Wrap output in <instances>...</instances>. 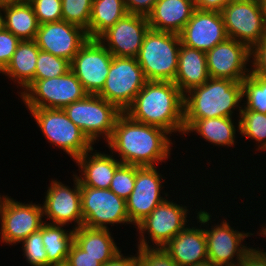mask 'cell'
I'll return each instance as SVG.
<instances>
[{
  "mask_svg": "<svg viewBox=\"0 0 266 266\" xmlns=\"http://www.w3.org/2000/svg\"><path fill=\"white\" fill-rule=\"evenodd\" d=\"M180 46L179 34L148 30L136 57L147 81H174Z\"/></svg>",
  "mask_w": 266,
  "mask_h": 266,
  "instance_id": "obj_4",
  "label": "cell"
},
{
  "mask_svg": "<svg viewBox=\"0 0 266 266\" xmlns=\"http://www.w3.org/2000/svg\"><path fill=\"white\" fill-rule=\"evenodd\" d=\"M146 82L136 58L113 56L104 87L97 95L125 112Z\"/></svg>",
  "mask_w": 266,
  "mask_h": 266,
  "instance_id": "obj_10",
  "label": "cell"
},
{
  "mask_svg": "<svg viewBox=\"0 0 266 266\" xmlns=\"http://www.w3.org/2000/svg\"><path fill=\"white\" fill-rule=\"evenodd\" d=\"M52 266H68V265L65 263V264H58V265H52Z\"/></svg>",
  "mask_w": 266,
  "mask_h": 266,
  "instance_id": "obj_51",
  "label": "cell"
},
{
  "mask_svg": "<svg viewBox=\"0 0 266 266\" xmlns=\"http://www.w3.org/2000/svg\"><path fill=\"white\" fill-rule=\"evenodd\" d=\"M127 13L124 0H93L89 38L98 39Z\"/></svg>",
  "mask_w": 266,
  "mask_h": 266,
  "instance_id": "obj_30",
  "label": "cell"
},
{
  "mask_svg": "<svg viewBox=\"0 0 266 266\" xmlns=\"http://www.w3.org/2000/svg\"><path fill=\"white\" fill-rule=\"evenodd\" d=\"M45 139L75 161L92 149L93 143L60 108H27Z\"/></svg>",
  "mask_w": 266,
  "mask_h": 266,
  "instance_id": "obj_5",
  "label": "cell"
},
{
  "mask_svg": "<svg viewBox=\"0 0 266 266\" xmlns=\"http://www.w3.org/2000/svg\"><path fill=\"white\" fill-rule=\"evenodd\" d=\"M240 132L243 137L256 141V151H266V114L241 109L240 112Z\"/></svg>",
  "mask_w": 266,
  "mask_h": 266,
  "instance_id": "obj_32",
  "label": "cell"
},
{
  "mask_svg": "<svg viewBox=\"0 0 266 266\" xmlns=\"http://www.w3.org/2000/svg\"><path fill=\"white\" fill-rule=\"evenodd\" d=\"M242 99V109L266 114V77L251 71L242 81Z\"/></svg>",
  "mask_w": 266,
  "mask_h": 266,
  "instance_id": "obj_31",
  "label": "cell"
},
{
  "mask_svg": "<svg viewBox=\"0 0 266 266\" xmlns=\"http://www.w3.org/2000/svg\"><path fill=\"white\" fill-rule=\"evenodd\" d=\"M25 0H0V6L12 5L14 3H19Z\"/></svg>",
  "mask_w": 266,
  "mask_h": 266,
  "instance_id": "obj_46",
  "label": "cell"
},
{
  "mask_svg": "<svg viewBox=\"0 0 266 266\" xmlns=\"http://www.w3.org/2000/svg\"><path fill=\"white\" fill-rule=\"evenodd\" d=\"M206 62L210 78L242 82L251 72V49L227 38L206 52Z\"/></svg>",
  "mask_w": 266,
  "mask_h": 266,
  "instance_id": "obj_17",
  "label": "cell"
},
{
  "mask_svg": "<svg viewBox=\"0 0 266 266\" xmlns=\"http://www.w3.org/2000/svg\"><path fill=\"white\" fill-rule=\"evenodd\" d=\"M184 94L174 82L147 81L125 110L135 121L184 134Z\"/></svg>",
  "mask_w": 266,
  "mask_h": 266,
  "instance_id": "obj_2",
  "label": "cell"
},
{
  "mask_svg": "<svg viewBox=\"0 0 266 266\" xmlns=\"http://www.w3.org/2000/svg\"><path fill=\"white\" fill-rule=\"evenodd\" d=\"M4 29L22 40H34L39 29L32 4L28 1L2 6Z\"/></svg>",
  "mask_w": 266,
  "mask_h": 266,
  "instance_id": "obj_28",
  "label": "cell"
},
{
  "mask_svg": "<svg viewBox=\"0 0 266 266\" xmlns=\"http://www.w3.org/2000/svg\"><path fill=\"white\" fill-rule=\"evenodd\" d=\"M17 93L25 108L60 109L88 95L71 69L59 77L34 80L23 92Z\"/></svg>",
  "mask_w": 266,
  "mask_h": 266,
  "instance_id": "obj_9",
  "label": "cell"
},
{
  "mask_svg": "<svg viewBox=\"0 0 266 266\" xmlns=\"http://www.w3.org/2000/svg\"><path fill=\"white\" fill-rule=\"evenodd\" d=\"M242 82L209 78L184 94V131L198 119L233 117L242 109Z\"/></svg>",
  "mask_w": 266,
  "mask_h": 266,
  "instance_id": "obj_3",
  "label": "cell"
},
{
  "mask_svg": "<svg viewBox=\"0 0 266 266\" xmlns=\"http://www.w3.org/2000/svg\"><path fill=\"white\" fill-rule=\"evenodd\" d=\"M66 225L44 222L40 228L48 266L65 264L71 245L74 242V230H67Z\"/></svg>",
  "mask_w": 266,
  "mask_h": 266,
  "instance_id": "obj_29",
  "label": "cell"
},
{
  "mask_svg": "<svg viewBox=\"0 0 266 266\" xmlns=\"http://www.w3.org/2000/svg\"><path fill=\"white\" fill-rule=\"evenodd\" d=\"M198 223L199 228L188 224L163 247L178 266H193L208 259L204 226Z\"/></svg>",
  "mask_w": 266,
  "mask_h": 266,
  "instance_id": "obj_21",
  "label": "cell"
},
{
  "mask_svg": "<svg viewBox=\"0 0 266 266\" xmlns=\"http://www.w3.org/2000/svg\"><path fill=\"white\" fill-rule=\"evenodd\" d=\"M39 24L62 20V0H28Z\"/></svg>",
  "mask_w": 266,
  "mask_h": 266,
  "instance_id": "obj_37",
  "label": "cell"
},
{
  "mask_svg": "<svg viewBox=\"0 0 266 266\" xmlns=\"http://www.w3.org/2000/svg\"><path fill=\"white\" fill-rule=\"evenodd\" d=\"M4 28V23H3V9L2 6H0V30Z\"/></svg>",
  "mask_w": 266,
  "mask_h": 266,
  "instance_id": "obj_49",
  "label": "cell"
},
{
  "mask_svg": "<svg viewBox=\"0 0 266 266\" xmlns=\"http://www.w3.org/2000/svg\"><path fill=\"white\" fill-rule=\"evenodd\" d=\"M209 78L206 52L181 44L177 73L173 81L180 91L185 94L193 87L204 84Z\"/></svg>",
  "mask_w": 266,
  "mask_h": 266,
  "instance_id": "obj_24",
  "label": "cell"
},
{
  "mask_svg": "<svg viewBox=\"0 0 266 266\" xmlns=\"http://www.w3.org/2000/svg\"><path fill=\"white\" fill-rule=\"evenodd\" d=\"M73 182L74 188H71L57 179L51 180L45 192L44 203L41 204L43 217L46 218L44 222L67 226L74 222L73 230L83 225L80 181L75 173Z\"/></svg>",
  "mask_w": 266,
  "mask_h": 266,
  "instance_id": "obj_14",
  "label": "cell"
},
{
  "mask_svg": "<svg viewBox=\"0 0 266 266\" xmlns=\"http://www.w3.org/2000/svg\"><path fill=\"white\" fill-rule=\"evenodd\" d=\"M70 70V62L64 58L40 50L37 58L34 80L59 77Z\"/></svg>",
  "mask_w": 266,
  "mask_h": 266,
  "instance_id": "obj_34",
  "label": "cell"
},
{
  "mask_svg": "<svg viewBox=\"0 0 266 266\" xmlns=\"http://www.w3.org/2000/svg\"><path fill=\"white\" fill-rule=\"evenodd\" d=\"M88 39L86 30L82 27L61 20L40 24L34 41L40 50L71 63Z\"/></svg>",
  "mask_w": 266,
  "mask_h": 266,
  "instance_id": "obj_19",
  "label": "cell"
},
{
  "mask_svg": "<svg viewBox=\"0 0 266 266\" xmlns=\"http://www.w3.org/2000/svg\"><path fill=\"white\" fill-rule=\"evenodd\" d=\"M149 29L146 16L128 13L105 31L98 40L113 56L136 58Z\"/></svg>",
  "mask_w": 266,
  "mask_h": 266,
  "instance_id": "obj_18",
  "label": "cell"
},
{
  "mask_svg": "<svg viewBox=\"0 0 266 266\" xmlns=\"http://www.w3.org/2000/svg\"><path fill=\"white\" fill-rule=\"evenodd\" d=\"M262 11L264 14L265 22H266V0H260Z\"/></svg>",
  "mask_w": 266,
  "mask_h": 266,
  "instance_id": "obj_48",
  "label": "cell"
},
{
  "mask_svg": "<svg viewBox=\"0 0 266 266\" xmlns=\"http://www.w3.org/2000/svg\"><path fill=\"white\" fill-rule=\"evenodd\" d=\"M80 190L83 226L110 229L108 224H132L128 218L126 200L110 189H97L80 183Z\"/></svg>",
  "mask_w": 266,
  "mask_h": 266,
  "instance_id": "obj_12",
  "label": "cell"
},
{
  "mask_svg": "<svg viewBox=\"0 0 266 266\" xmlns=\"http://www.w3.org/2000/svg\"><path fill=\"white\" fill-rule=\"evenodd\" d=\"M195 9L194 0H158L147 16L150 29L179 34Z\"/></svg>",
  "mask_w": 266,
  "mask_h": 266,
  "instance_id": "obj_23",
  "label": "cell"
},
{
  "mask_svg": "<svg viewBox=\"0 0 266 266\" xmlns=\"http://www.w3.org/2000/svg\"><path fill=\"white\" fill-rule=\"evenodd\" d=\"M193 266H218V265L214 264L213 262H211L210 260L207 259V260L200 262V263L193 265Z\"/></svg>",
  "mask_w": 266,
  "mask_h": 266,
  "instance_id": "obj_47",
  "label": "cell"
},
{
  "mask_svg": "<svg viewBox=\"0 0 266 266\" xmlns=\"http://www.w3.org/2000/svg\"><path fill=\"white\" fill-rule=\"evenodd\" d=\"M119 250L109 261L102 266H139L138 252L135 255H123Z\"/></svg>",
  "mask_w": 266,
  "mask_h": 266,
  "instance_id": "obj_44",
  "label": "cell"
},
{
  "mask_svg": "<svg viewBox=\"0 0 266 266\" xmlns=\"http://www.w3.org/2000/svg\"><path fill=\"white\" fill-rule=\"evenodd\" d=\"M158 0H124L125 8L129 14L148 16Z\"/></svg>",
  "mask_w": 266,
  "mask_h": 266,
  "instance_id": "obj_42",
  "label": "cell"
},
{
  "mask_svg": "<svg viewBox=\"0 0 266 266\" xmlns=\"http://www.w3.org/2000/svg\"><path fill=\"white\" fill-rule=\"evenodd\" d=\"M21 40L6 29L0 30V73L11 61Z\"/></svg>",
  "mask_w": 266,
  "mask_h": 266,
  "instance_id": "obj_39",
  "label": "cell"
},
{
  "mask_svg": "<svg viewBox=\"0 0 266 266\" xmlns=\"http://www.w3.org/2000/svg\"><path fill=\"white\" fill-rule=\"evenodd\" d=\"M157 166H136V180L132 193L126 200L128 218L136 226L153 209L168 197V192L163 193L165 178L157 170ZM163 183V184H162ZM165 196V197H163Z\"/></svg>",
  "mask_w": 266,
  "mask_h": 266,
  "instance_id": "obj_16",
  "label": "cell"
},
{
  "mask_svg": "<svg viewBox=\"0 0 266 266\" xmlns=\"http://www.w3.org/2000/svg\"><path fill=\"white\" fill-rule=\"evenodd\" d=\"M20 244H22V255L31 266H48V258L40 231L30 234Z\"/></svg>",
  "mask_w": 266,
  "mask_h": 266,
  "instance_id": "obj_36",
  "label": "cell"
},
{
  "mask_svg": "<svg viewBox=\"0 0 266 266\" xmlns=\"http://www.w3.org/2000/svg\"><path fill=\"white\" fill-rule=\"evenodd\" d=\"M113 55L98 39H88L70 63V69L88 94L104 87Z\"/></svg>",
  "mask_w": 266,
  "mask_h": 266,
  "instance_id": "obj_15",
  "label": "cell"
},
{
  "mask_svg": "<svg viewBox=\"0 0 266 266\" xmlns=\"http://www.w3.org/2000/svg\"><path fill=\"white\" fill-rule=\"evenodd\" d=\"M6 196L7 195H1V193H0V211H1V207H2L3 201L6 198Z\"/></svg>",
  "mask_w": 266,
  "mask_h": 266,
  "instance_id": "obj_50",
  "label": "cell"
},
{
  "mask_svg": "<svg viewBox=\"0 0 266 266\" xmlns=\"http://www.w3.org/2000/svg\"><path fill=\"white\" fill-rule=\"evenodd\" d=\"M251 71L266 77V37L251 50Z\"/></svg>",
  "mask_w": 266,
  "mask_h": 266,
  "instance_id": "obj_41",
  "label": "cell"
},
{
  "mask_svg": "<svg viewBox=\"0 0 266 266\" xmlns=\"http://www.w3.org/2000/svg\"><path fill=\"white\" fill-rule=\"evenodd\" d=\"M93 0H62V20L86 30L89 38V23Z\"/></svg>",
  "mask_w": 266,
  "mask_h": 266,
  "instance_id": "obj_33",
  "label": "cell"
},
{
  "mask_svg": "<svg viewBox=\"0 0 266 266\" xmlns=\"http://www.w3.org/2000/svg\"><path fill=\"white\" fill-rule=\"evenodd\" d=\"M179 36L182 45L203 52L228 38L221 13L199 9L194 10Z\"/></svg>",
  "mask_w": 266,
  "mask_h": 266,
  "instance_id": "obj_20",
  "label": "cell"
},
{
  "mask_svg": "<svg viewBox=\"0 0 266 266\" xmlns=\"http://www.w3.org/2000/svg\"><path fill=\"white\" fill-rule=\"evenodd\" d=\"M168 199L167 197L166 200L157 205L148 216L134 227L139 232L137 246L163 248L187 224H190L188 223L190 220L187 219L191 217H188L191 215L188 207Z\"/></svg>",
  "mask_w": 266,
  "mask_h": 266,
  "instance_id": "obj_8",
  "label": "cell"
},
{
  "mask_svg": "<svg viewBox=\"0 0 266 266\" xmlns=\"http://www.w3.org/2000/svg\"><path fill=\"white\" fill-rule=\"evenodd\" d=\"M170 136L166 130L135 121L122 112L106 147L112 154H116L114 156L120 157L122 164L156 166L170 159L174 142Z\"/></svg>",
  "mask_w": 266,
  "mask_h": 266,
  "instance_id": "obj_1",
  "label": "cell"
},
{
  "mask_svg": "<svg viewBox=\"0 0 266 266\" xmlns=\"http://www.w3.org/2000/svg\"><path fill=\"white\" fill-rule=\"evenodd\" d=\"M109 230L82 225L74 230V242L103 265L121 250Z\"/></svg>",
  "mask_w": 266,
  "mask_h": 266,
  "instance_id": "obj_27",
  "label": "cell"
},
{
  "mask_svg": "<svg viewBox=\"0 0 266 266\" xmlns=\"http://www.w3.org/2000/svg\"><path fill=\"white\" fill-rule=\"evenodd\" d=\"M139 266H178L165 249L137 246Z\"/></svg>",
  "mask_w": 266,
  "mask_h": 266,
  "instance_id": "obj_38",
  "label": "cell"
},
{
  "mask_svg": "<svg viewBox=\"0 0 266 266\" xmlns=\"http://www.w3.org/2000/svg\"><path fill=\"white\" fill-rule=\"evenodd\" d=\"M197 210L195 211L197 214L195 219L204 227L206 226L204 230L207 239L208 260L218 266H239L246 253L252 248L247 247V244L244 245L243 241L252 235L255 236V234L234 229L226 217L221 223H214L209 228V223H212V215L204 209Z\"/></svg>",
  "mask_w": 266,
  "mask_h": 266,
  "instance_id": "obj_6",
  "label": "cell"
},
{
  "mask_svg": "<svg viewBox=\"0 0 266 266\" xmlns=\"http://www.w3.org/2000/svg\"><path fill=\"white\" fill-rule=\"evenodd\" d=\"M18 202L8 194L0 211V241L10 245H18L30 234L40 230L43 219L41 204L32 201Z\"/></svg>",
  "mask_w": 266,
  "mask_h": 266,
  "instance_id": "obj_13",
  "label": "cell"
},
{
  "mask_svg": "<svg viewBox=\"0 0 266 266\" xmlns=\"http://www.w3.org/2000/svg\"><path fill=\"white\" fill-rule=\"evenodd\" d=\"M113 156L114 154L112 155L111 152L110 154L97 152L93 147L79 156L75 160V164L79 168V175L76 174V176L80 183L83 186L97 189H109L116 169L122 164Z\"/></svg>",
  "mask_w": 266,
  "mask_h": 266,
  "instance_id": "obj_22",
  "label": "cell"
},
{
  "mask_svg": "<svg viewBox=\"0 0 266 266\" xmlns=\"http://www.w3.org/2000/svg\"><path fill=\"white\" fill-rule=\"evenodd\" d=\"M231 0H194L196 9L221 11Z\"/></svg>",
  "mask_w": 266,
  "mask_h": 266,
  "instance_id": "obj_45",
  "label": "cell"
},
{
  "mask_svg": "<svg viewBox=\"0 0 266 266\" xmlns=\"http://www.w3.org/2000/svg\"><path fill=\"white\" fill-rule=\"evenodd\" d=\"M39 51L34 40H22L1 74L18 84L23 92L34 81Z\"/></svg>",
  "mask_w": 266,
  "mask_h": 266,
  "instance_id": "obj_26",
  "label": "cell"
},
{
  "mask_svg": "<svg viewBox=\"0 0 266 266\" xmlns=\"http://www.w3.org/2000/svg\"><path fill=\"white\" fill-rule=\"evenodd\" d=\"M63 110L94 145L101 137L105 142L111 138L116 120L122 113L115 105L95 94H88Z\"/></svg>",
  "mask_w": 266,
  "mask_h": 266,
  "instance_id": "obj_7",
  "label": "cell"
},
{
  "mask_svg": "<svg viewBox=\"0 0 266 266\" xmlns=\"http://www.w3.org/2000/svg\"><path fill=\"white\" fill-rule=\"evenodd\" d=\"M68 266H102V264L82 250L75 242L71 245L66 259Z\"/></svg>",
  "mask_w": 266,
  "mask_h": 266,
  "instance_id": "obj_40",
  "label": "cell"
},
{
  "mask_svg": "<svg viewBox=\"0 0 266 266\" xmlns=\"http://www.w3.org/2000/svg\"><path fill=\"white\" fill-rule=\"evenodd\" d=\"M257 248L252 247L246 253L239 266H266V251L263 249L261 250L259 247Z\"/></svg>",
  "mask_w": 266,
  "mask_h": 266,
  "instance_id": "obj_43",
  "label": "cell"
},
{
  "mask_svg": "<svg viewBox=\"0 0 266 266\" xmlns=\"http://www.w3.org/2000/svg\"><path fill=\"white\" fill-rule=\"evenodd\" d=\"M136 180V166L121 164L115 171L110 190L117 196L127 200L132 193Z\"/></svg>",
  "mask_w": 266,
  "mask_h": 266,
  "instance_id": "obj_35",
  "label": "cell"
},
{
  "mask_svg": "<svg viewBox=\"0 0 266 266\" xmlns=\"http://www.w3.org/2000/svg\"><path fill=\"white\" fill-rule=\"evenodd\" d=\"M234 117H217L195 120L185 131L184 136L189 133L199 134L208 143L215 146L232 147L236 145V131L240 132V120L234 123ZM237 127V129H236Z\"/></svg>",
  "mask_w": 266,
  "mask_h": 266,
  "instance_id": "obj_25",
  "label": "cell"
},
{
  "mask_svg": "<svg viewBox=\"0 0 266 266\" xmlns=\"http://www.w3.org/2000/svg\"><path fill=\"white\" fill-rule=\"evenodd\" d=\"M220 13L228 38L252 50L266 37V22L260 0H231Z\"/></svg>",
  "mask_w": 266,
  "mask_h": 266,
  "instance_id": "obj_11",
  "label": "cell"
}]
</instances>
